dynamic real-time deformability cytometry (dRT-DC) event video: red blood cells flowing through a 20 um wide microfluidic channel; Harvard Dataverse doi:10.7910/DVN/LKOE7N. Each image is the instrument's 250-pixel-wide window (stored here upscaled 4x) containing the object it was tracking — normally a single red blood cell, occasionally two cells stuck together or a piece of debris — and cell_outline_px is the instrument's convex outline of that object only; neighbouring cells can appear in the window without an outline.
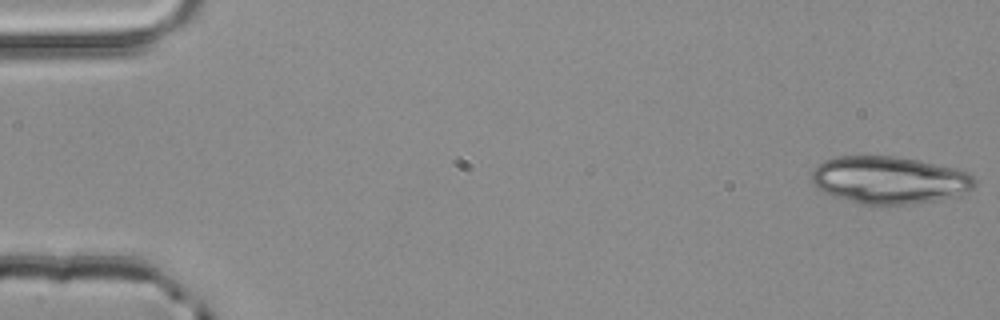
{"species": "common noctule bat (a hibernating species)", "species_latin": "Nyctalus noctula", "temperature_condition": "room temperature", "stored_images_in_passage": 4, "camera_frame_rate_fps": 3000, "um_per_image_px": 0.085, "animal": {"sex": "male", "body_mass_g": 20.4}, "frame": {"image": 1, "passage_image": 1, "time_ms": 0.0, "image_size_px": [1000, 320], "cell_outline_px": [[976, 180], [972, 188], [968, 192], [960, 196], [940, 200], [904, 204], [860, 204], [840, 200], [816, 188], [812, 184], [812, 172], [824, 160], [836, 156], [896, 156], [956, 168], [968, 172]], "centroid_in_image_um": [75.59, 15.31], "position_along_channel_um": 9.4, "area_um2": 45.37}}